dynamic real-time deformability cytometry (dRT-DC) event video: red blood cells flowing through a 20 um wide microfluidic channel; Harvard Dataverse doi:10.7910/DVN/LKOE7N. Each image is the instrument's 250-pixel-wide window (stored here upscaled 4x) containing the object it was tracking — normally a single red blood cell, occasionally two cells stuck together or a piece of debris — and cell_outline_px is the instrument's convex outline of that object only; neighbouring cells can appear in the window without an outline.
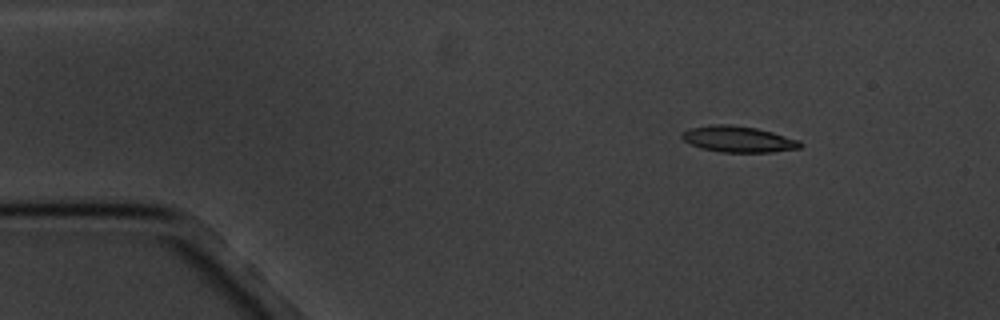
{"species": "common noctule bat (a hibernating species)", "species_latin": "Nyctalus noctula", "temperature_condition": "cold", "stored_images_in_passage": 3, "camera_frame_rate_fps": 3000, "um_per_image_px": 0.085, "animal": {"sex": "male", "body_mass_g": 20.1, "forearm_length_mm": 53.5}, "frame": {"image": 1, "passage_image": 1, "time_ms": 0.0, "image_size_px": [1000, 320], "cell_outline_px": [[804, 144], [800, 148], [772, 152], [720, 152], [700, 148], [684, 140], [680, 136], [680, 132], [692, 128], [712, 124], [728, 124], [756, 128], [772, 132], [800, 140]], "centroid_in_image_um": [62.76, 11.83], "position_along_channel_um": 22.2, "area_um2": 18.03}}
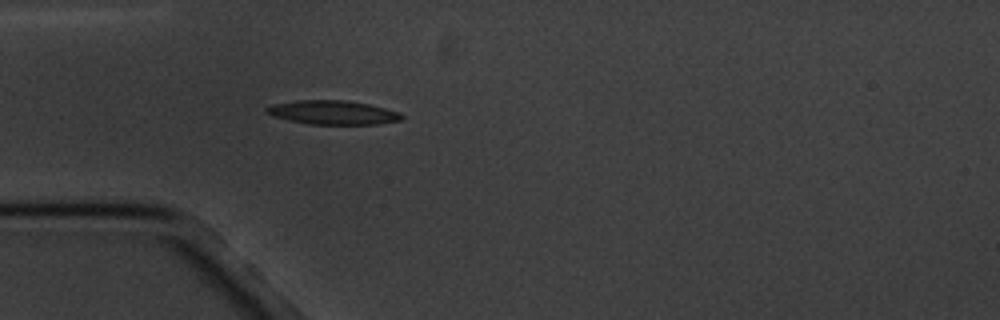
{"frame": {"image": 2, "passage_image": 3, "time_ms": 3.0, "image_size_px": [1000, 320], "cell_outline_px": [[404, 120], [380, 124], [308, 124], [288, 120], [272, 116], [264, 112], [264, 108], [272, 104], [300, 100], [344, 100], [368, 104], [400, 112], [404, 116]], "centroid_in_image_um": [28.29, 9.57], "position_along_channel_um": 56.7, "area_um2": 19.02}}